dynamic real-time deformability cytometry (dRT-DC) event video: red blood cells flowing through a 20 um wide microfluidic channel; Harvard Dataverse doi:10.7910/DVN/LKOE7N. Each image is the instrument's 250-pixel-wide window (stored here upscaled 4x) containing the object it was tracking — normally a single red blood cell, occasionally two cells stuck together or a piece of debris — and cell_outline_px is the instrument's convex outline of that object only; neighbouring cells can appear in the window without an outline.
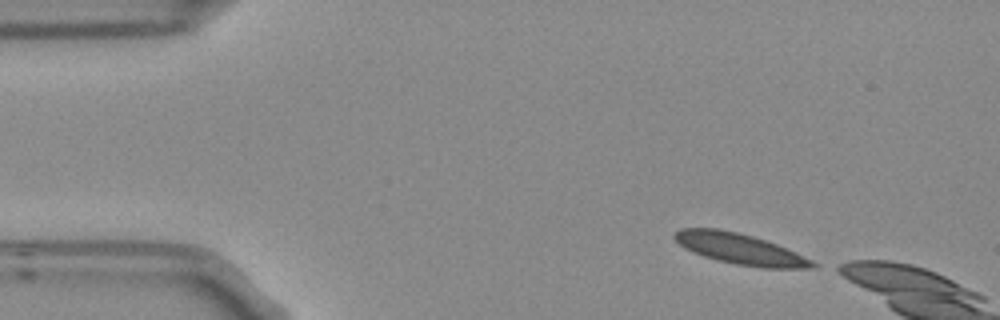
{"species": "Egyptian fruit bat (a non-hibernating species)", "species_latin": "Rousettus aegyptiacus", "temperature_condition": "room temperature", "stored_images_in_passage": 3, "camera_frame_rate_fps": 3000, "um_per_image_px": 0.085, "frame": {"image": 1, "passage_image": 1, "time_ms": 0.0, "image_size_px": [1000, 320], "cell_outline_px": [[820, 264], [816, 268], [760, 268], [736, 264], [716, 260], [692, 252], [684, 248], [672, 236], [680, 228], [720, 228], [752, 236], [776, 244], [796, 252]], "centroid_in_image_um": [62.92, 21.16], "position_along_channel_um": 22.1, "area_um2": 24.8}}